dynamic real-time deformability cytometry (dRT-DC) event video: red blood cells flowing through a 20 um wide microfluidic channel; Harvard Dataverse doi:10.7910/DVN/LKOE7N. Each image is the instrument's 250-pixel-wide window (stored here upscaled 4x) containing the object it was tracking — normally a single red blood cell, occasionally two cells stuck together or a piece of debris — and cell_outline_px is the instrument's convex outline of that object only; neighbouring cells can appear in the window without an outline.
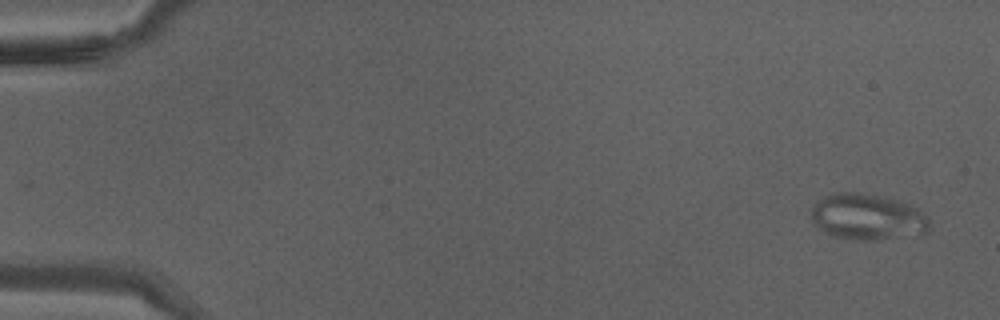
{"species": "Egyptian fruit bat (a non-hibernating species)", "species_latin": "Rousettus aegyptiacus", "temperature_condition": "warm", "stored_images_in_passage": 40, "camera_frame_rate_fps": 3000, "um_per_image_px": 0.085, "animal": {"sex": "male"}, "frame": {"image": 1, "passage_image": 1, "time_ms": 0.0, "image_size_px": [1000, 320], "cell_outline_px": [[928, 232], [920, 236], [872, 240], [848, 240], [832, 236], [824, 232], [816, 224], [812, 216], [812, 208], [816, 200], [824, 196], [840, 192], [860, 192], [880, 196], [912, 204], [928, 216]], "centroid_in_image_um": [73.78, 18.46], "position_along_channel_um": 11.2, "area_um2": 32.19}}